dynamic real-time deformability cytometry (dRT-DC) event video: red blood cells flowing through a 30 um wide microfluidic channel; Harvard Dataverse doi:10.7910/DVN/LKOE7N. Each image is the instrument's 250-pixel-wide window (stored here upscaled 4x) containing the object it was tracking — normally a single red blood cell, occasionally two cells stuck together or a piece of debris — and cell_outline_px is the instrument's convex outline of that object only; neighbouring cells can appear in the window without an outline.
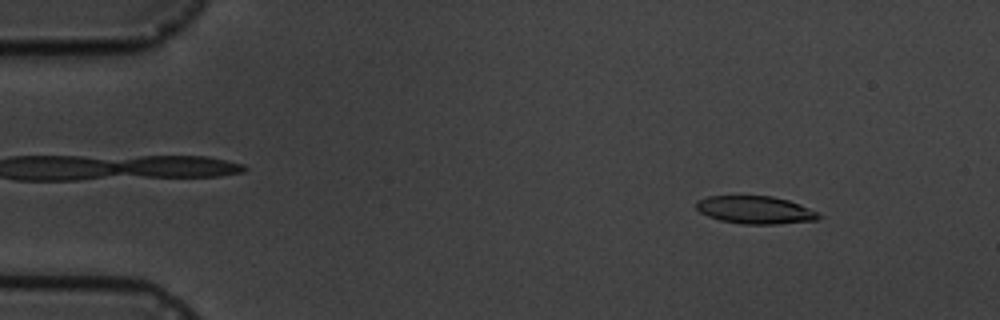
{"species": "common noctule bat (a hibernating species)", "species_latin": "Nyctalus noctula", "temperature_condition": "cold", "stored_images_in_passage": 4, "camera_frame_rate_fps": 3000, "um_per_image_px": 0.085, "animal": {"sex": "male", "body_mass_g": 19.5, "forearm_length_mm": 54.6}, "frame": {"image": 1, "passage_image": 1, "time_ms": 0.0, "image_size_px": [1000, 320], "cell_outline_px": [[824, 216], [816, 220], [776, 224], [744, 224], [720, 220], [708, 216], [700, 212], [696, 208], [696, 200], [708, 196], [772, 196], [788, 200], [800, 204]], "centroid_in_image_um": [64.19, 17.84], "position_along_channel_um": 20.8, "area_um2": 19.77}}
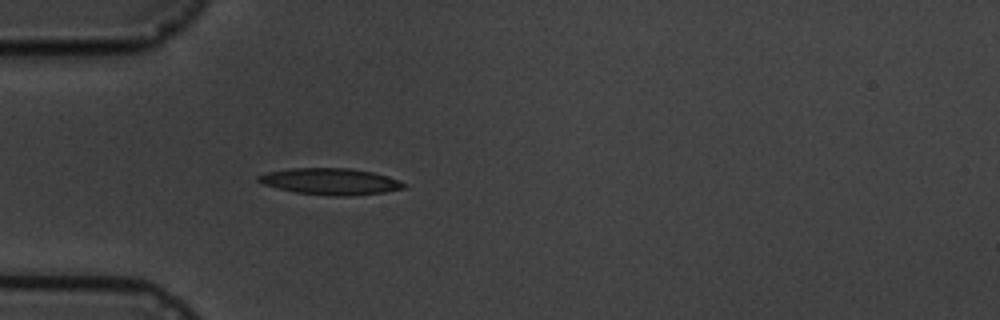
{"frame": {"image": 2, "passage_image": 4, "time_ms": 3.333, "image_size_px": [1000, 320], "cell_outline_px": [[408, 188], [384, 192], [344, 196], [336, 196], [296, 192], [264, 184], [256, 180], [256, 176], [268, 172], [288, 168], [352, 168], [372, 172], [388, 176], [408, 184]], "centroid_in_image_um": [28.13, 15.41], "position_along_channel_um": 56.9, "area_um2": 22.37}}